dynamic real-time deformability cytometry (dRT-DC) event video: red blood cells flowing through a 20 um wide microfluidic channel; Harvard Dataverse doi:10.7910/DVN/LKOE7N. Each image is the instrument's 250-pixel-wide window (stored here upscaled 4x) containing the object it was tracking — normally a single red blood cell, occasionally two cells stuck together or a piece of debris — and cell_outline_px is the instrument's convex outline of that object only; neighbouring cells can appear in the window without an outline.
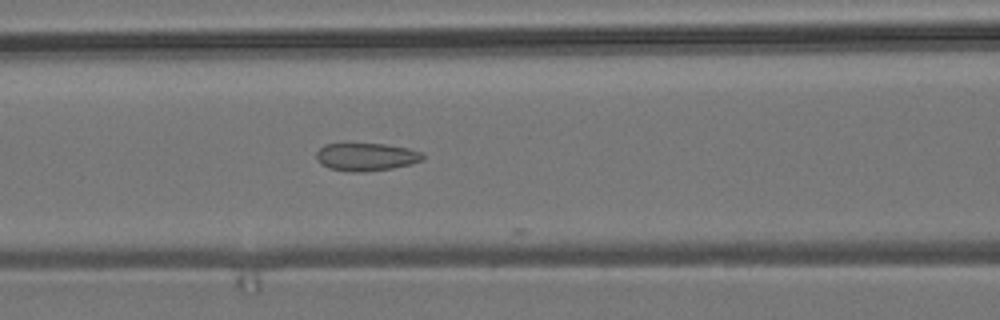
{"species": "common noctule bat (a hibernating species)", "species_latin": "Nyctalus noctula", "temperature_condition": "room temperature", "stored_images_in_passage": 9, "camera_frame_rate_fps": 3000, "um_per_image_px": 0.085, "animal": {"sex": "male", "body_mass_g": 19.2, "forearm_length_mm": 51.8}, "frame": {"image": 1, "passage_image": 8, "time_ms": 2.333, "image_size_px": [1000, 320], "cell_outline_px": [[424, 160], [392, 168], [364, 172], [348, 172], [328, 168], [320, 164], [316, 156], [316, 152], [324, 144], [344, 140], [348, 140], [384, 144], [408, 148], [424, 152]], "centroid_in_image_um": [31.06, 13.28], "position_along_channel_um": 135.5, "area_um2": 18.26}}